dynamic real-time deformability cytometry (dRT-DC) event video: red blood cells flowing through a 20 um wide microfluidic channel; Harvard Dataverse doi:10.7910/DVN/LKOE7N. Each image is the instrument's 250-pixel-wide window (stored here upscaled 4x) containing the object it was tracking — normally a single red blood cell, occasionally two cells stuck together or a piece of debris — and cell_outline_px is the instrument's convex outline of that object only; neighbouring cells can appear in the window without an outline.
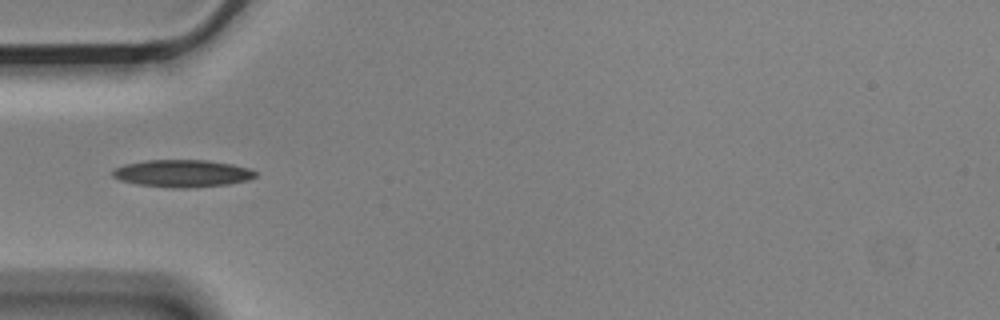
{"species": "Egyptian fruit bat (a non-hibernating species)", "species_latin": "Rousettus aegyptiacus", "temperature_condition": "cold", "stored_images_in_passage": 11, "camera_frame_rate_fps": 3000, "um_per_image_px": 0.085, "animal": {"sex": "male"}, "frame": {"image": 1, "passage_image": 5, "time_ms": 1.333, "image_size_px": [1000, 320], "cell_outline_px": [[256, 176], [248, 180], [228, 184], [188, 188], [172, 188], [136, 184], [120, 180], [112, 176], [112, 172], [116, 168], [124, 164], [148, 160], [208, 160], [232, 164], [248, 168], [256, 172]], "centroid_in_image_um": [15.49, 14.74], "position_along_channel_um": 69.5, "area_um2": 22.72}}
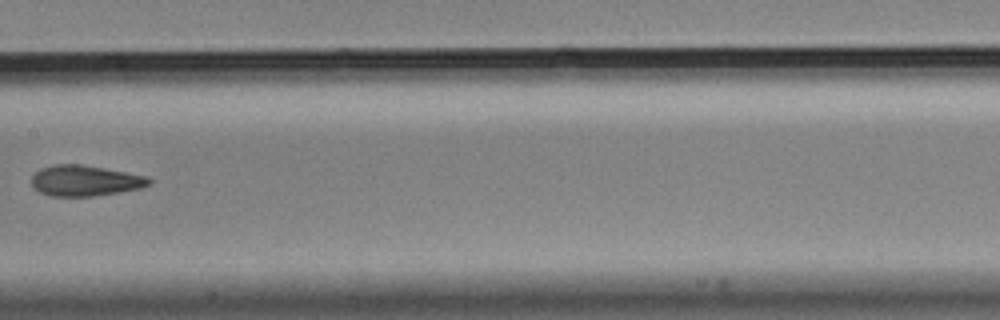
{"frame": {"image": 2, "passage_image": 8, "time_ms": 2.333, "image_size_px": [1000, 320], "cell_outline_px": [[152, 184], [140, 188], [92, 196], [52, 196], [40, 192], [32, 184], [32, 176], [40, 168], [52, 164], [80, 164], [104, 168], [148, 176], [152, 180]], "centroid_in_image_um": [7.24, 15.34], "position_along_channel_um": 200.2, "area_um2": 20.92}}
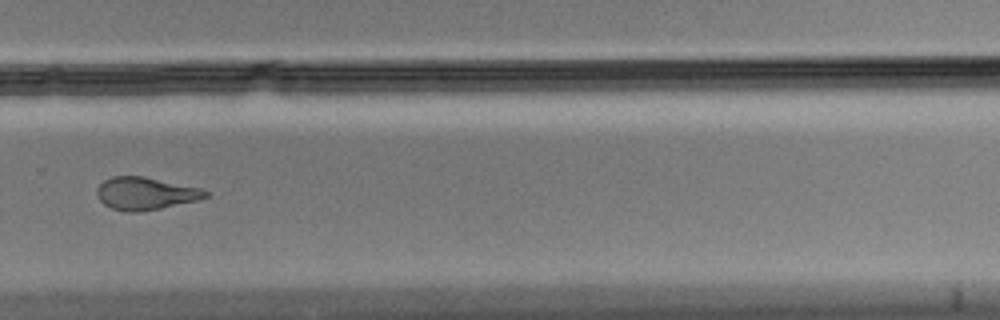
{"frame": {"image": 3, "passage_image": 11, "time_ms": 3.333, "image_size_px": [1000, 320], "cell_outline_px": [[208, 196], [200, 200], [160, 208], [136, 212], [128, 212], [112, 208], [104, 204], [100, 200], [96, 192], [96, 188], [104, 180], [112, 176], [144, 176], [200, 188], [208, 192]], "centroid_in_image_um": [12.36, 16.44], "position_along_channel_um": 317.4, "area_um2": 20.52}}